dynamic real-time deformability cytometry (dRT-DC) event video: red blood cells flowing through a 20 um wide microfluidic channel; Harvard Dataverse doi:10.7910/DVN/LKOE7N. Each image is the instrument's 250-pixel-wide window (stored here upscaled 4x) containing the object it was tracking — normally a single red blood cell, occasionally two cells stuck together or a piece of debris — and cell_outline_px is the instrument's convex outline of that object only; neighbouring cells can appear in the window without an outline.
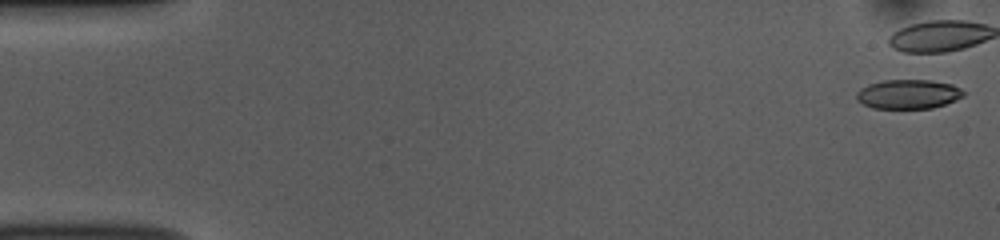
{"species": "common noctule bat (a hibernating species)", "species_latin": "Nyctalus noctula", "temperature_condition": "room temperature", "stored_images_in_passage": 41, "camera_frame_rate_fps": 3000, "um_per_image_px": 0.085, "animal": {"sex": "female", "body_mass_g": 10.0, "forearm_length_mm": 53.1}, "frame": {"image": 1, "passage_image": 1, "time_ms": 0.0, "image_size_px": [1000, 240], "cell_outline_px": [[964, 96], [956, 100], [932, 108], [872, 108], [856, 100], [856, 92], [860, 88], [868, 84], [884, 80], [932, 80], [952, 84], [960, 88], [964, 92]], "centroid_in_image_um": [77.19, 7.99], "position_along_channel_um": 7.8, "area_um2": 18.32}}